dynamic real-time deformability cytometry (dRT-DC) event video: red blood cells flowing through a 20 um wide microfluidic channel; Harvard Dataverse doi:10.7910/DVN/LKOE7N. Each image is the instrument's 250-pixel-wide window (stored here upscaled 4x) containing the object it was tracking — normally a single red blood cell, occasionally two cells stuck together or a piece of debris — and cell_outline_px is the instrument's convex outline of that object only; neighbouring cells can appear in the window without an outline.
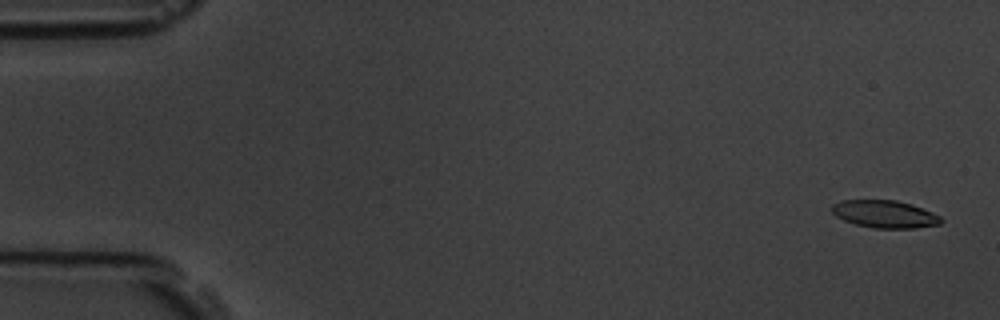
{"species": "common noctule bat (a hibernating species)", "species_latin": "Nyctalus noctula", "temperature_condition": "room temperature", "stored_images_in_passage": 5, "camera_frame_rate_fps": 3000, "um_per_image_px": 0.085, "animal": {"sex": "male", "body_mass_g": 19.5, "forearm_length_mm": 54.6}, "frame": {"image": 1, "passage_image": 1, "time_ms": 0.0, "image_size_px": [1000, 320], "cell_outline_px": [[944, 220], [940, 224], [916, 228], [872, 228], [856, 224], [844, 220], [836, 216], [832, 212], [832, 204], [840, 200], [896, 200], [912, 204], [932, 212], [940, 216]], "centroid_in_image_um": [75.21, 18.19], "position_along_channel_um": 9.8, "area_um2": 17.57}}